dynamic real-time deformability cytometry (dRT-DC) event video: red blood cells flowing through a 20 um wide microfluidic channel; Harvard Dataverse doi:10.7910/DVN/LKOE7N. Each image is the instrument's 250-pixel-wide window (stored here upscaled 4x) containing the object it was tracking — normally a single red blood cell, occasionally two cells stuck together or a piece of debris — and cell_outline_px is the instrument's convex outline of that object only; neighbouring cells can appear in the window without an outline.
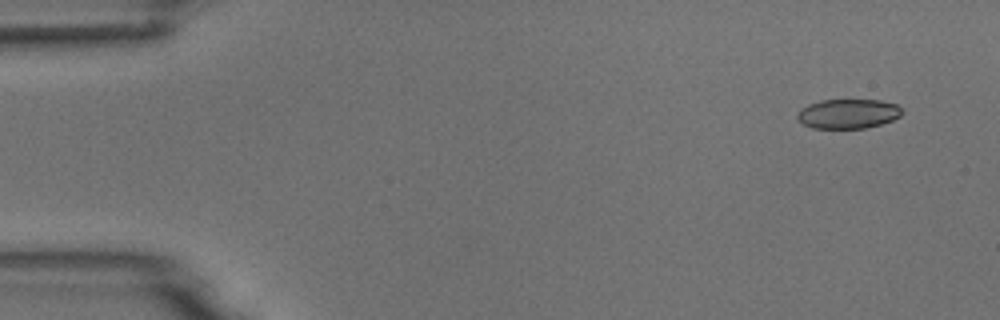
{"species": "common noctule bat (a hibernating species)", "species_latin": "Nyctalus noctula", "temperature_condition": "room temperature", "stored_images_in_passage": 8, "camera_frame_rate_fps": 3000, "um_per_image_px": 0.085, "animal": {"sex": "male", "body_mass_g": 18.8}, "frame": {"image": 1, "passage_image": 1, "time_ms": 0.0, "image_size_px": [1000, 320], "cell_outline_px": [[904, 112], [900, 116], [892, 120], [880, 124], [864, 128], [812, 128], [804, 124], [796, 116], [800, 108], [808, 104], [820, 100], [880, 100], [896, 104]], "centroid_in_image_um": [72.08, 9.66], "position_along_channel_um": 12.9, "area_um2": 17.98}}
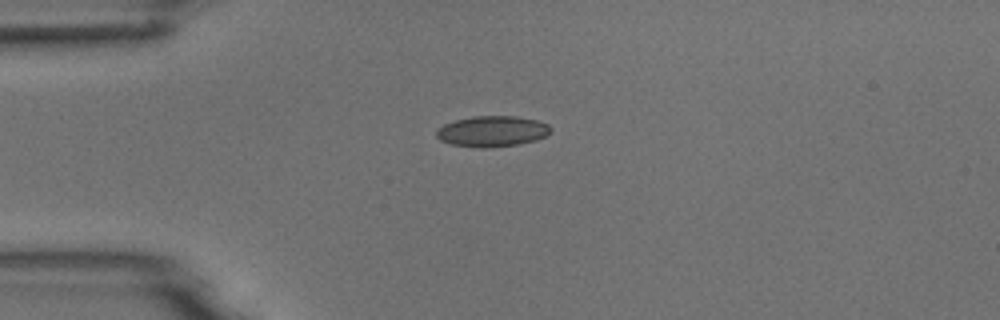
{"frame": {"image": 2, "passage_image": 4, "time_ms": 3.333, "image_size_px": [1000, 320], "cell_outline_px": [[552, 128], [544, 136], [536, 140], [516, 144], [488, 148], [480, 148], [452, 144], [440, 140], [436, 136], [436, 132], [444, 124], [456, 120], [472, 116], [516, 116], [536, 120], [548, 124]], "centroid_in_image_um": [41.83, 11.16], "position_along_channel_um": 43.2, "area_um2": 20.29}}